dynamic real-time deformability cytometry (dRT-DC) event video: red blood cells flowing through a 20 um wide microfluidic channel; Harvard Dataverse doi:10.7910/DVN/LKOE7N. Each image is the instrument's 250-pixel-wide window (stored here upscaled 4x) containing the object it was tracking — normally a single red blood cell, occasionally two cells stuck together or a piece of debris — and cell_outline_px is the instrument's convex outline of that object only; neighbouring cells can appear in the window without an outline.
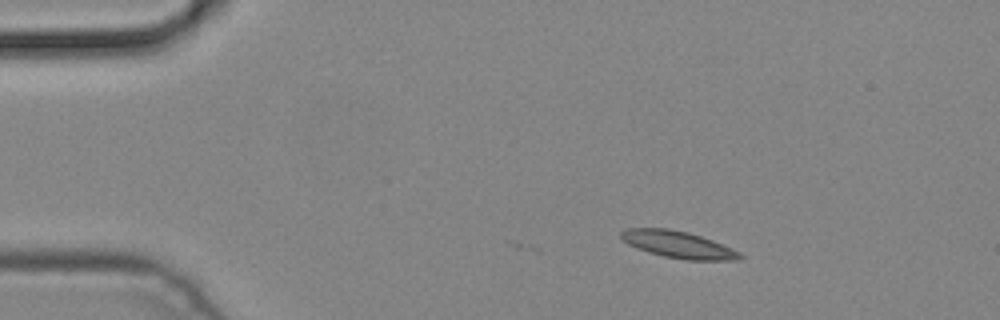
{"species": "common noctule bat (a hibernating species)", "species_latin": "Nyctalus noctula", "temperature_condition": "cold", "stored_images_in_passage": 3, "camera_frame_rate_fps": 3000, "um_per_image_px": 0.085, "animal": {"sex": "male", "body_mass_g": 19.2, "forearm_length_mm": 51.8}, "frame": {"image": 1, "passage_image": 1, "time_ms": 0.0, "image_size_px": [1000, 320], "cell_outline_px": [[744, 256], [736, 260], [688, 260], [664, 256], [648, 252], [628, 244], [620, 236], [620, 232], [628, 228], [668, 228], [688, 232], [712, 240], [732, 248], [740, 252]], "centroid_in_image_um": [57.66, 20.78], "position_along_channel_um": 27.3, "area_um2": 18.5}}
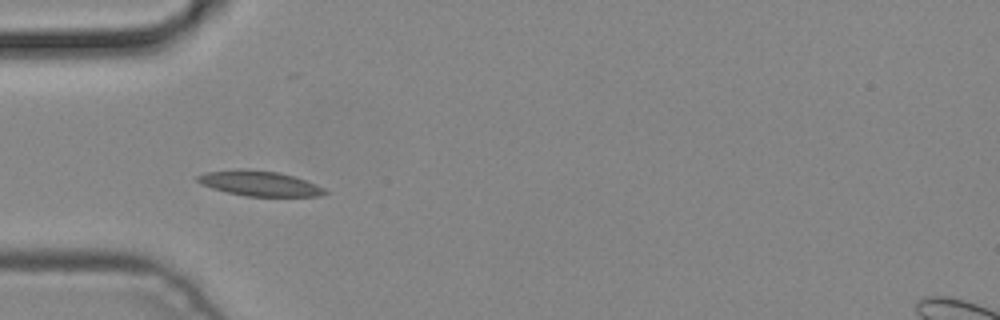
{"frame": {"image": 2, "passage_image": 3, "time_ms": 0.667, "image_size_px": [1000, 320], "cell_outline_px": [[328, 192], [320, 196], [244, 196], [212, 188], [200, 184], [196, 180], [196, 176], [204, 172], [240, 168], [244, 168], [280, 172], [316, 184], [324, 188]], "centroid_in_image_um": [22.01, 15.58], "position_along_channel_um": 63.0, "area_um2": 18.73}}